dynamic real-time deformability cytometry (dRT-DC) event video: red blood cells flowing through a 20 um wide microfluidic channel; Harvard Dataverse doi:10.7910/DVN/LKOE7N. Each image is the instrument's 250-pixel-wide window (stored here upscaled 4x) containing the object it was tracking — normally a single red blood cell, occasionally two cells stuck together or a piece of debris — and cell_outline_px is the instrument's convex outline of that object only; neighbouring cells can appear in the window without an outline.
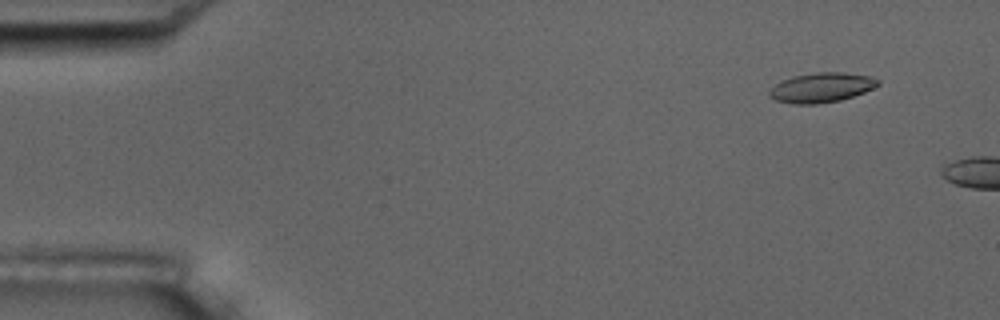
{"species": "common noctule bat (a hibernating species)", "species_latin": "Nyctalus noctula", "temperature_condition": "room temperature", "stored_images_in_passage": 3, "camera_frame_rate_fps": 3000, "um_per_image_px": 0.085, "animal": {"sex": "male", "body_mass_g": 17.5, "forearm_length_mm": 52.3}, "frame": {"image": 1, "passage_image": 2, "time_ms": 1.0, "image_size_px": [1000, 320], "cell_outline_px": [[880, 84], [864, 92], [840, 100], [816, 104], [792, 104], [776, 100], [768, 96], [768, 92], [776, 84], [792, 76], [816, 72], [844, 72], [868, 76], [880, 80]], "centroid_in_image_um": [69.81, 7.44], "position_along_channel_um": 15.2, "area_um2": 18.67}}